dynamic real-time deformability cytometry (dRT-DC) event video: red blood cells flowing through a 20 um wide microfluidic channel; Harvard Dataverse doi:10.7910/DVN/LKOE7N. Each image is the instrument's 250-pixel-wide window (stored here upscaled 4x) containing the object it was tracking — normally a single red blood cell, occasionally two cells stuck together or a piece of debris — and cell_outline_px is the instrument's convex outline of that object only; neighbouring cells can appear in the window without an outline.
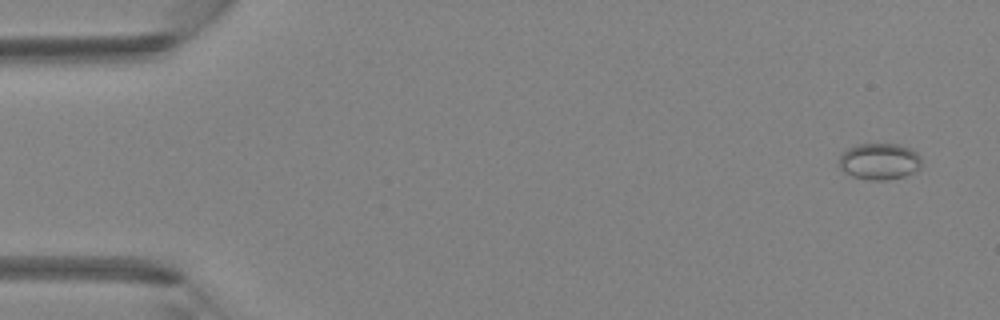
{"species": "Egyptian fruit bat (a non-hibernating species)", "species_latin": "Rousettus aegyptiacus", "temperature_condition": "room temperature", "stored_images_in_passage": 5, "camera_frame_rate_fps": 3000, "um_per_image_px": 0.085, "animal": {"sex": "female"}, "frame": {"image": 1, "passage_image": 1, "time_ms": 0.0, "image_size_px": [1000, 320], "cell_outline_px": [[920, 168], [904, 176], [888, 180], [868, 180], [852, 176], [844, 172], [840, 168], [840, 156], [848, 148], [856, 144], [896, 144], [908, 148], [916, 152], [920, 156]], "centroid_in_image_um": [74.73, 13.73], "position_along_channel_um": 10.3, "area_um2": 17.4}}
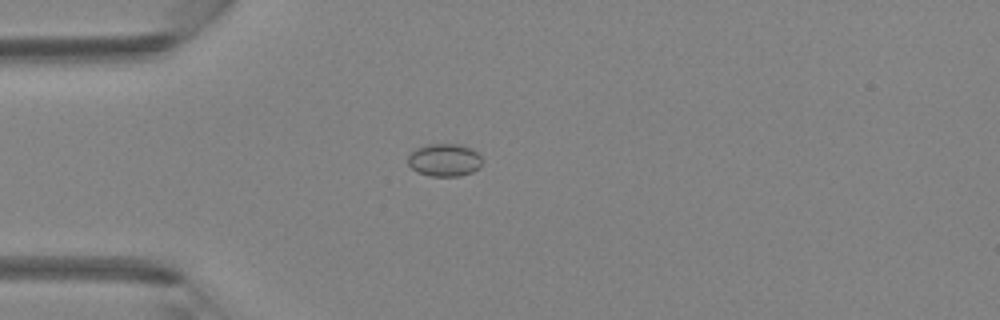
{"frame": {"image": 2, "passage_image": 4, "time_ms": 1.0, "image_size_px": [1000, 320], "cell_outline_px": [[480, 168], [472, 172], [460, 176], [432, 176], [416, 172], [408, 164], [408, 156], [416, 148], [428, 144], [460, 144], [472, 148], [480, 156]], "centroid_in_image_um": [37.77, 13.6], "position_along_channel_um": 47.2, "area_um2": 14.16}}
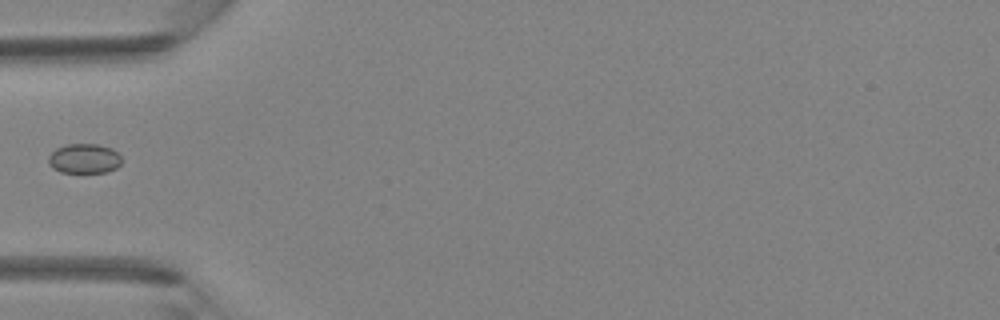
{"frame": {"image": 3, "passage_image": 5, "time_ms": 1.333, "image_size_px": [1000, 320], "cell_outline_px": [[120, 164], [116, 168], [104, 172], [60, 172], [52, 168], [48, 164], [48, 156], [56, 148], [68, 144], [96, 144], [112, 148], [120, 156]], "centroid_in_image_um": [7.12, 13.47], "position_along_channel_um": 77.9, "area_um2": 12.6}}